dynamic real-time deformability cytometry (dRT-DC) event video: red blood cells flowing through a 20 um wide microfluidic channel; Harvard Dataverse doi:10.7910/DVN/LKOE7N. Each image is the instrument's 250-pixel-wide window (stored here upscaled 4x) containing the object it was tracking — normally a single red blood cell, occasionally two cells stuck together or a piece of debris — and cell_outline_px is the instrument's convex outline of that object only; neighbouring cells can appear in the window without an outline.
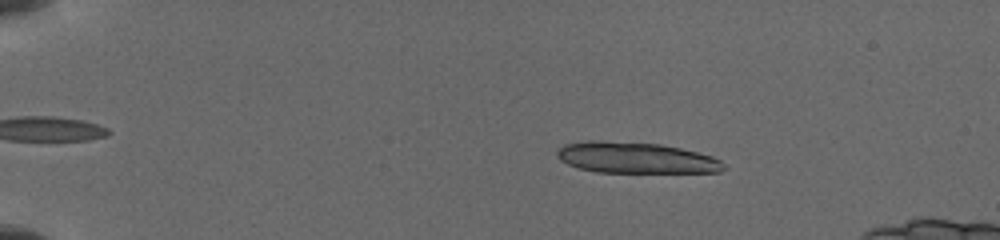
{"species": "common noctule bat (a hibernating species)", "species_latin": "Nyctalus noctula", "temperature_condition": "cold", "stored_images_in_passage": 19, "camera_frame_rate_fps": 3000, "um_per_image_px": 0.085, "animal": {"sex": "female", "body_mass_g": 19.5, "forearm_length_mm": 54.1}, "frame": {"image": 1, "passage_image": 1, "time_ms": 0.0, "image_size_px": [1000, 240], "cell_outline_px": [[724, 168], [720, 172], [596, 172], [580, 168], [568, 164], [560, 160], [556, 156], [556, 152], [564, 144], [588, 140], [600, 140], [660, 144], [680, 148], [712, 156], [720, 160], [724, 164]], "centroid_in_image_um": [54.01, 13.4], "position_along_channel_um": 31.0, "area_um2": 30.06}}
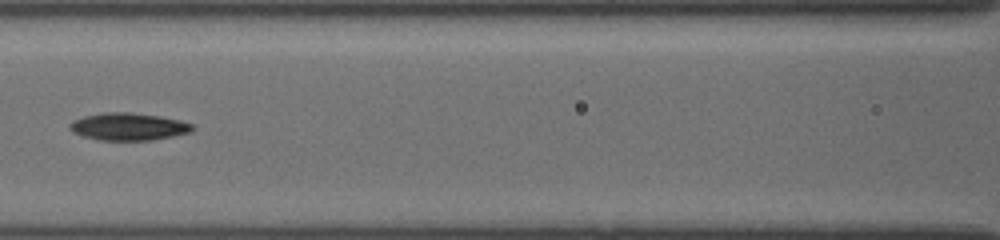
{"frame": {"image": 2, "passage_image": 15, "time_ms": 5.667, "image_size_px": [1000, 240], "cell_outline_px": [[192, 132], [152, 140], [100, 140], [84, 136], [72, 132], [68, 128], [68, 124], [72, 120], [84, 116], [104, 112], [132, 112], [160, 116], [180, 120], [192, 124]], "centroid_in_image_um": [10.88, 10.75], "position_along_channel_um": 155.7, "area_um2": 19.65}}
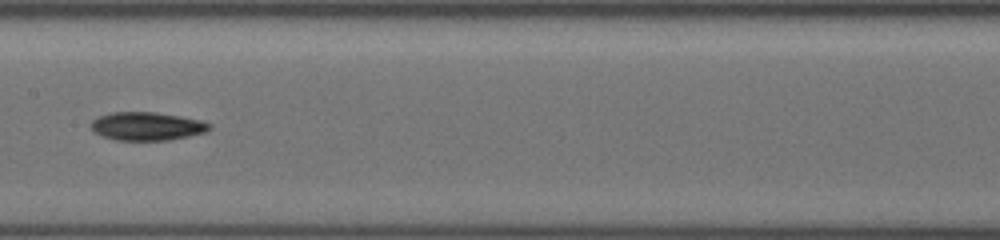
{"frame": {"image": 3, "passage_image": 17, "time_ms": 6.667, "image_size_px": [1000, 240], "cell_outline_px": [[212, 128], [204, 132], [188, 136], [168, 140], [116, 140], [92, 132], [92, 120], [100, 116], [112, 112], [156, 112], [204, 120], [212, 124]], "centroid_in_image_um": [12.53, 10.72], "position_along_channel_um": 194.9, "area_um2": 19.54}}